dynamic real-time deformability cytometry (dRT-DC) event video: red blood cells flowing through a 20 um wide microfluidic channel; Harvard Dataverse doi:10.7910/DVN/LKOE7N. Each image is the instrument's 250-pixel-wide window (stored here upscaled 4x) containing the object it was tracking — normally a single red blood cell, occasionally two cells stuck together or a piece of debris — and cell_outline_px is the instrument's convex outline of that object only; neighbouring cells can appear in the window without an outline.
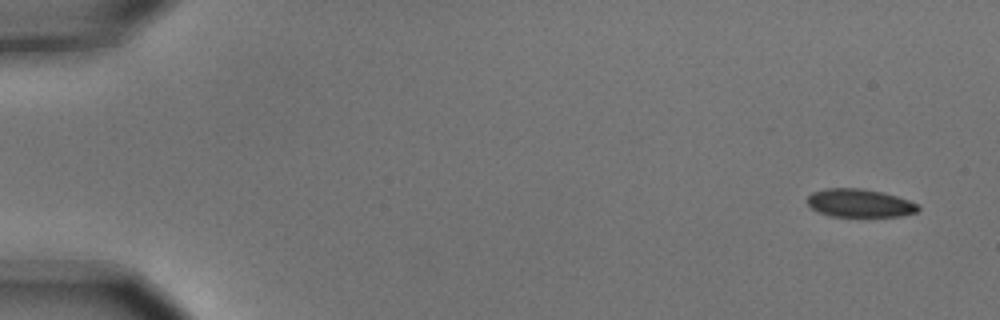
{"species": "common noctule bat (a hibernating species)", "species_latin": "Nyctalus noctula", "temperature_condition": "cold", "stored_images_in_passage": 6, "segment_of_instrument_passage": [2, 2], "camera_frame_rate_fps": 3000, "um_per_image_px": 0.085, "animal": {"sex": "male", "body_mass_g": 15.6}, "frame": {"image": 1, "passage_image": 6, "time_ms": 1.667, "image_size_px": [1000, 320], "cell_outline_px": [[920, 208], [916, 212], [900, 216], [832, 216], [820, 212], [812, 208], [808, 204], [808, 196], [812, 192], [828, 188], [860, 188], [880, 192], [896, 196], [920, 204]], "centroid_in_image_um": [73.09, 17.26], "position_along_channel_um": 11.9, "area_um2": 17.98}}